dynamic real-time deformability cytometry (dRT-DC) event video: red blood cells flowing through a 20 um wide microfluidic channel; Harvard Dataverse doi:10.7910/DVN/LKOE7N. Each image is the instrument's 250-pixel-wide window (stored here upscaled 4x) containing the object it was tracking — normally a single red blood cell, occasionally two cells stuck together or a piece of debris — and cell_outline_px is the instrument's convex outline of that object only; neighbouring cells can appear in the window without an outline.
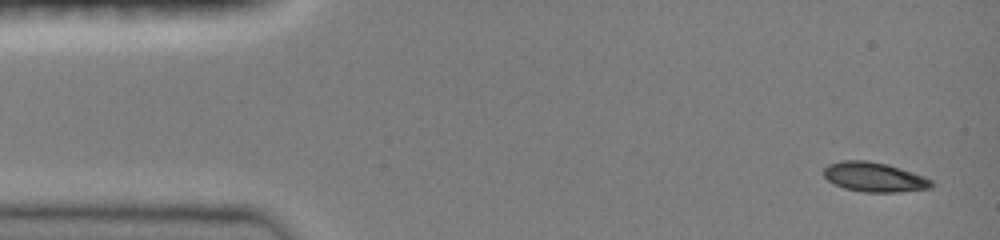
{"species": "common noctule bat (a hibernating species)", "species_latin": "Nyctalus noctula", "temperature_condition": "room temperature", "stored_images_in_passage": 5, "camera_frame_rate_fps": 3000, "um_per_image_px": 0.085, "animal": {"sex": "female", "body_mass_g": 19.0, "forearm_length_mm": 51.5}, "frame": {"image": 1, "passage_image": 1, "time_ms": 0.0, "image_size_px": [1000, 240], "cell_outline_px": [[932, 188], [896, 192], [864, 192], [844, 188], [828, 180], [824, 176], [824, 168], [828, 164], [840, 160], [868, 160], [888, 164], [924, 176], [932, 180]], "centroid_in_image_um": [74.3, 15.04], "position_along_channel_um": 10.7, "area_um2": 18.55}}
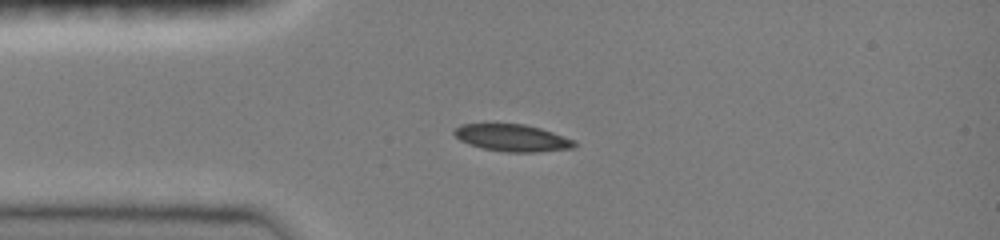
{"frame": {"image": 2, "passage_image": 4, "time_ms": 1.0, "image_size_px": [1000, 240], "cell_outline_px": [[576, 144], [572, 148], [536, 152], [504, 152], [484, 148], [468, 144], [460, 140], [452, 132], [460, 124], [524, 124], [540, 128], [576, 140]], "centroid_in_image_um": [43.54, 11.72], "position_along_channel_um": 41.5, "area_um2": 18.84}}